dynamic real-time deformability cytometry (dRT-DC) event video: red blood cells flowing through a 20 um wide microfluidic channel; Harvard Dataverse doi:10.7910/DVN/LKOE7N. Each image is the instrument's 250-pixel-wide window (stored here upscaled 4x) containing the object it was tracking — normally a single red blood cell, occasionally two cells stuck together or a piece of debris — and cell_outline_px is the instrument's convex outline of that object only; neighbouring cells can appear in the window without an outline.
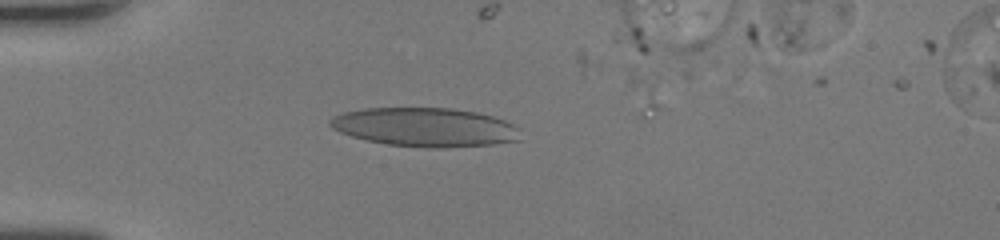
{"species": "human", "species_latin": "Homo sapiens", "temperature_condition": "room temperature", "stored_images_in_passage": 18, "camera_frame_rate_fps": 3000, "um_per_image_px": 0.085, "donor": {"sex": "female"}, "frame": {"image": 1, "passage_image": 16, "time_ms": 5.0, "image_size_px": [1000, 240], "cell_outline_px": [[520, 140], [492, 144], [440, 148], [424, 148], [388, 144], [368, 140], [352, 136], [340, 132], [332, 128], [328, 124], [328, 120], [332, 116], [344, 112], [364, 108], [448, 108], [476, 112], [492, 116], [504, 120], [520, 128]], "centroid_in_image_um": [36.12, 10.81], "position_along_channel_um": 48.9, "area_um2": 43.18}}